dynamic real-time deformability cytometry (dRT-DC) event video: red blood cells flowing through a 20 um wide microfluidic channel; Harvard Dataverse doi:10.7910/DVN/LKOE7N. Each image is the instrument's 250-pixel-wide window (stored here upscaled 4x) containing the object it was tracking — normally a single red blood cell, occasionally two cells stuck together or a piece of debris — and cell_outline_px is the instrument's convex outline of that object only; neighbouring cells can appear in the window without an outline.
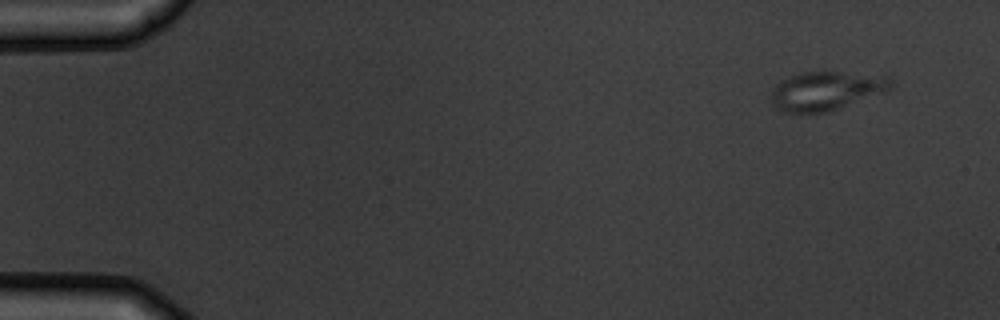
{"species": "common noctule bat (a hibernating species)", "species_latin": "Nyctalus noctula", "temperature_condition": "warm", "stored_images_in_passage": 8, "camera_frame_rate_fps": 3000, "um_per_image_px": 0.085, "animal": {"sex": "male", "body_mass_g": 19.5, "forearm_length_mm": 54.6}, "frame": {"image": 1, "passage_image": 1, "time_ms": 0.0, "image_size_px": [1000, 320], "cell_outline_px": [[896, 84], [892, 88], [884, 92], [828, 112], [780, 112], [772, 104], [772, 88], [776, 84], [800, 72], [840, 72], [888, 76]], "centroid_in_image_um": [70.25, 7.72], "position_along_channel_um": 14.8, "area_um2": 26.93}}
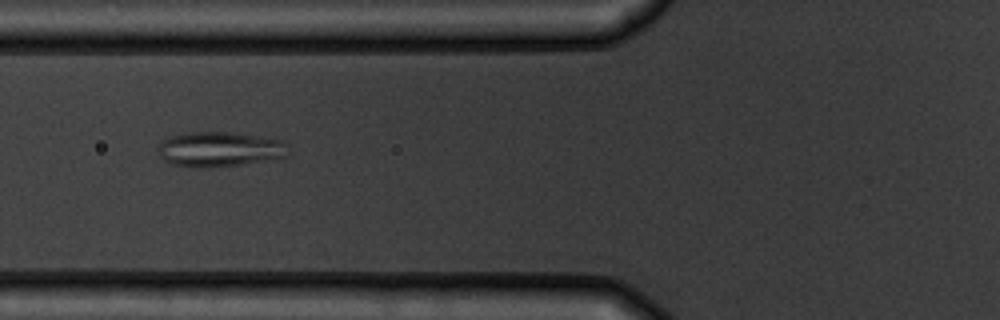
{"frame": {"image": 2, "passage_image": 6, "time_ms": 5.667, "image_size_px": [1000, 320], "cell_outline_px": [[288, 156], [280, 160], [212, 168], [188, 168], [172, 164], [164, 160], [160, 156], [160, 140], [172, 136], [188, 132], [228, 132], [284, 140]], "centroid_in_image_um": [18.71, 12.72], "position_along_channel_um": 107.1, "area_um2": 27.05}}
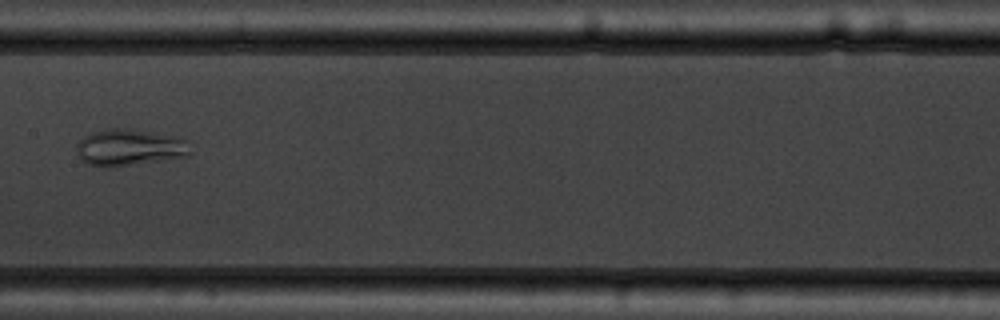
{"frame": {"image": 3, "passage_image": 8, "time_ms": 8.0, "image_size_px": [1000, 320], "cell_outline_px": [[188, 156], [128, 164], [88, 164], [80, 160], [76, 152], [76, 144], [84, 136], [92, 132], [108, 128], [128, 128], [148, 132], [184, 140], [188, 152]], "centroid_in_image_um": [10.88, 12.5], "position_along_channel_um": 196.5, "area_um2": 22.89}}